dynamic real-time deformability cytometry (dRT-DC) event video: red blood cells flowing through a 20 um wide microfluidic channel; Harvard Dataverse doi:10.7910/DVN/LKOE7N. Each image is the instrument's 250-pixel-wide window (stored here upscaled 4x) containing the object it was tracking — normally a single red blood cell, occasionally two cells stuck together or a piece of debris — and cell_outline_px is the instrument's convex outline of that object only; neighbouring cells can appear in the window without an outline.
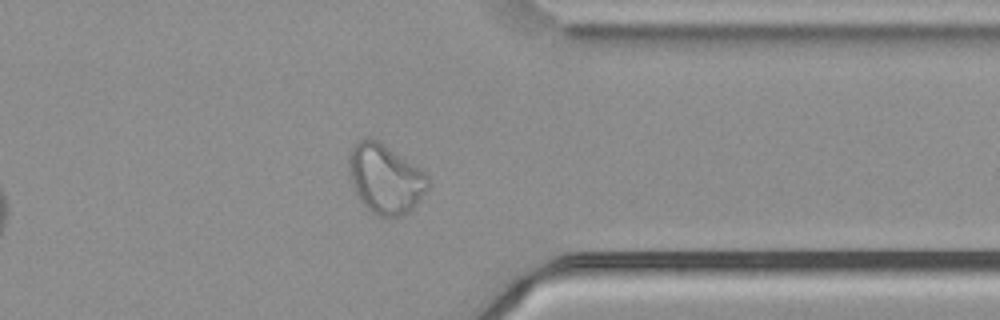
{"species": "common noctule bat (a hibernating species)", "species_latin": "Nyctalus noctula", "temperature_condition": "cold", "stored_images_in_passage": 44, "camera_frame_rate_fps": 3000, "um_per_image_px": 0.085, "animal": {"sex": "male", "body_mass_g": 21.5, "forearm_length_mm": 52.0}, "frame": {"image": 1, "passage_image": 32, "time_ms": 10.333, "image_size_px": [1000, 320], "cell_outline_px": [[432, 184], [416, 204], [408, 212], [400, 216], [380, 216], [372, 212], [360, 200], [352, 184], [348, 168], [348, 152], [352, 144], [360, 140], [380, 140], [420, 168], [428, 176]], "centroid_in_image_um": [32.76, 15.17], "position_along_channel_um": 378.6, "area_um2": 32.08}}